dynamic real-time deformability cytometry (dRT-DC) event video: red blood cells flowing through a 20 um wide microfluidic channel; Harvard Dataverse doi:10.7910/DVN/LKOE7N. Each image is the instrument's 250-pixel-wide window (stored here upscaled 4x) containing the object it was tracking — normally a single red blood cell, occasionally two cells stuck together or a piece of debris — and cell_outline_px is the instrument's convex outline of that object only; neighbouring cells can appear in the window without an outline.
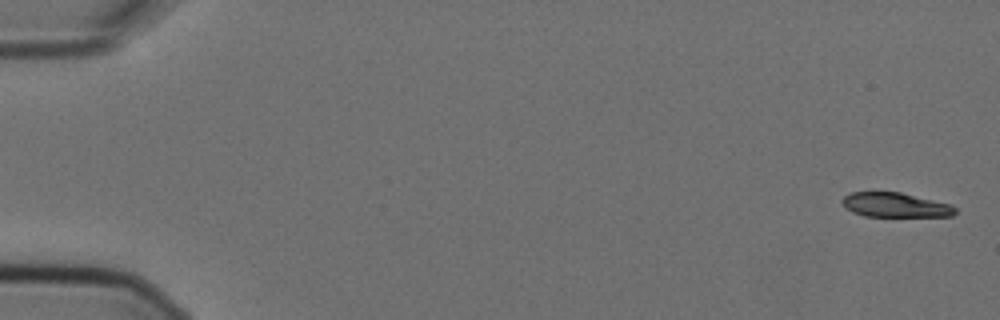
{"species": "Egyptian fruit bat (a non-hibernating species)", "species_latin": "Rousettus aegyptiacus", "temperature_condition": "cold", "stored_images_in_passage": 8, "camera_frame_rate_fps": 3000, "um_per_image_px": 0.085, "animal": {"sex": "female"}, "frame": {"image": 1, "passage_image": 1, "time_ms": 0.0, "image_size_px": [1000, 320], "cell_outline_px": [[956, 212], [952, 216], [864, 216], [852, 212], [840, 200], [844, 196], [852, 192], [900, 192], [948, 204], [956, 208]], "centroid_in_image_um": [76.07, 17.42], "position_along_channel_um": 8.9, "area_um2": 15.84}}
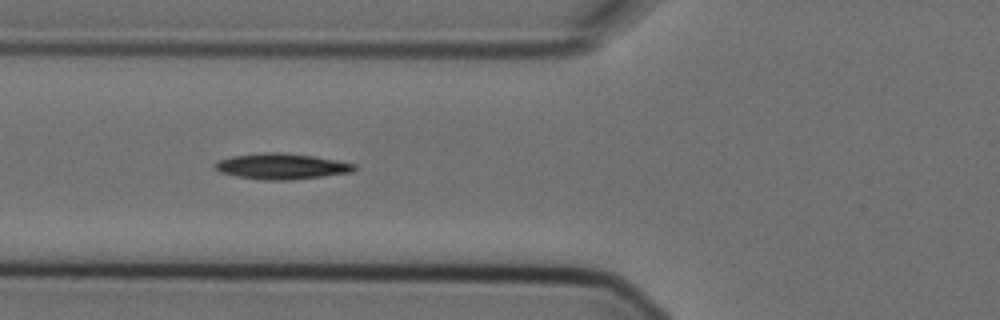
{"frame": {"image": 2, "passage_image": 6, "time_ms": 1.667, "image_size_px": [1000, 320], "cell_outline_px": [[356, 168], [352, 172], [324, 176], [292, 180], [264, 180], [236, 176], [220, 172], [212, 168], [220, 160], [232, 156], [264, 152], [280, 152], [312, 156], [336, 160], [356, 164]], "centroid_in_image_um": [23.93, 14.14], "position_along_channel_um": 101.9, "area_um2": 20.87}}
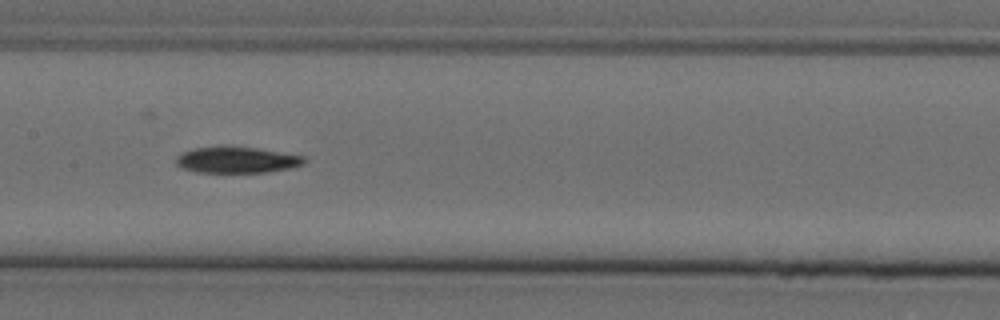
{"frame": {"image": 3, "passage_image": 8, "time_ms": 2.333, "image_size_px": [1000, 320], "cell_outline_px": [[308, 160], [304, 164], [288, 168], [268, 172], [196, 172], [184, 168], [176, 164], [176, 156], [184, 152], [196, 148], [256, 148], [304, 156]], "centroid_in_image_um": [20.17, 13.62], "position_along_channel_um": 187.2, "area_um2": 18.9}}